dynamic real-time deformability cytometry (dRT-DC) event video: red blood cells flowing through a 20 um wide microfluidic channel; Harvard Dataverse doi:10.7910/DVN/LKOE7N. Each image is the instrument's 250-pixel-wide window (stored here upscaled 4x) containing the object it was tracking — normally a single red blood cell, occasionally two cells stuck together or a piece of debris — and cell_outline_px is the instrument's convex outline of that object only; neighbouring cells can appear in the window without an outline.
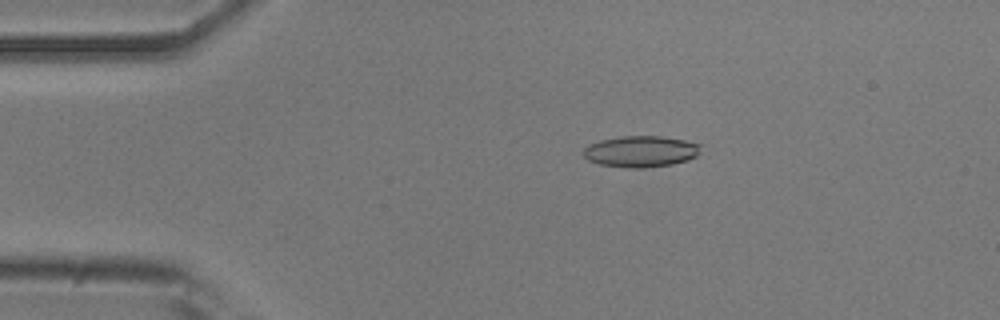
{"species": "common noctule bat (a hibernating species)", "species_latin": "Nyctalus noctula", "temperature_condition": "room temperature", "stored_images_in_passage": 53, "camera_frame_rate_fps": 3000, "um_per_image_px": 0.085, "animal": {"sex": "male", "body_mass_g": 20.5, "forearm_length_mm": 52.5}, "frame": {"image": 1, "passage_image": 10, "time_ms": 3.0, "image_size_px": [1000, 320], "cell_outline_px": [[700, 152], [696, 156], [688, 160], [672, 164], [644, 168], [624, 168], [600, 164], [588, 160], [584, 156], [584, 148], [588, 144], [600, 140], [620, 136], [660, 136], [684, 140], [700, 144]], "centroid_in_image_um": [54.45, 12.87], "position_along_channel_um": 30.5, "area_um2": 21.44}}
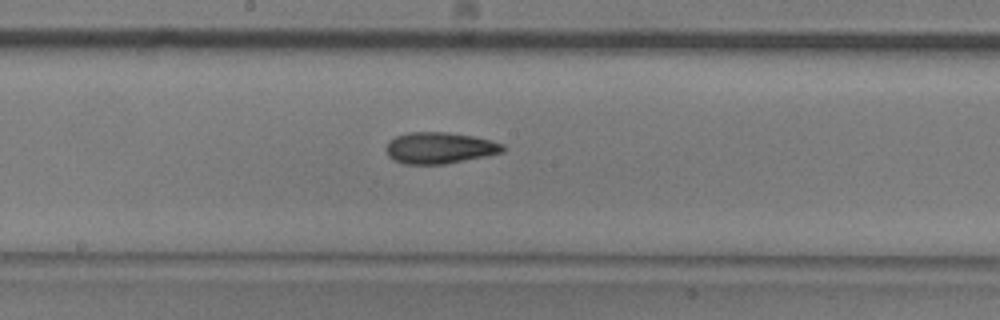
{"frame": {"image": 2, "passage_image": 28, "time_ms": 9.0, "image_size_px": [1000, 320], "cell_outline_px": [[504, 152], [444, 164], [404, 164], [392, 160], [388, 156], [384, 148], [388, 140], [396, 136], [408, 132], [448, 132], [472, 136], [492, 140], [504, 144]], "centroid_in_image_um": [37.31, 12.57], "position_along_channel_um": 210.9, "area_um2": 21.5}}
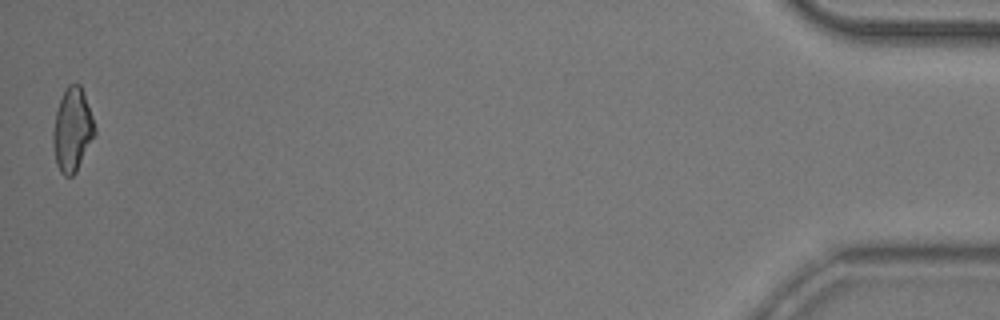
{"frame": {"image": 3, "passage_image": 53, "time_ms": 17.333, "image_size_px": [1000, 320], "cell_outline_px": [[96, 132], [76, 172], [72, 176], [64, 176], [60, 172], [56, 164], [52, 144], [52, 132], [56, 112], [60, 100], [68, 84], [80, 84], [84, 92], [96, 128]], "centroid_in_image_um": [6.14, 11.05], "position_along_channel_um": 429.1, "area_um2": 20.23}, "authors_computed_cell_mechanics": {"area_um2": 20.808, "velocity_mm_per_s": 3.7726, "shape_relaxation_time_tau1_ms": 8.8981, "shape_relaxation_time_tau2_ms": 4.633, "deformation_change_tau1": 0.1951, "deformation_change_tau2": 0.119}}